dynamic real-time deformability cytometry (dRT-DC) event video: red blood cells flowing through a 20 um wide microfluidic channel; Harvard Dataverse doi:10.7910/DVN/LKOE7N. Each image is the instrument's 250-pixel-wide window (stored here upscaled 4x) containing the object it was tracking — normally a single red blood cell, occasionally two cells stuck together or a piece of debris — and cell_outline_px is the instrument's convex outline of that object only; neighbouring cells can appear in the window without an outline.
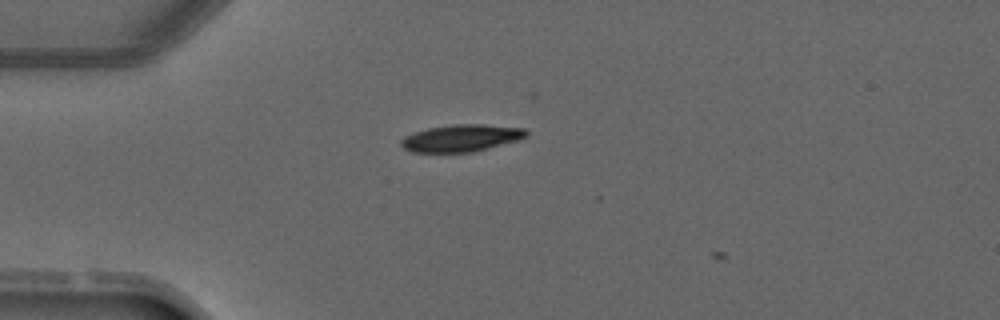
{"species": "common noctule bat (a hibernating species)", "species_latin": "Nyctalus noctula", "temperature_condition": "warm", "stored_images_in_passage": 2, "camera_frame_rate_fps": 3000, "um_per_image_px": 0.085, "animal": {"sex": "male", "forearm_length_mm": 52.5}, "frame": {"image": 1, "passage_image": 1, "time_ms": 0.0, "image_size_px": [1000, 320], "cell_outline_px": [[528, 136], [516, 140], [472, 152], [412, 152], [404, 148], [400, 144], [400, 140], [404, 136], [428, 128], [452, 124], [484, 124], [524, 128], [528, 132]], "centroid_in_image_um": [39.19, 11.73], "position_along_channel_um": 45.8, "area_um2": 19.59}}